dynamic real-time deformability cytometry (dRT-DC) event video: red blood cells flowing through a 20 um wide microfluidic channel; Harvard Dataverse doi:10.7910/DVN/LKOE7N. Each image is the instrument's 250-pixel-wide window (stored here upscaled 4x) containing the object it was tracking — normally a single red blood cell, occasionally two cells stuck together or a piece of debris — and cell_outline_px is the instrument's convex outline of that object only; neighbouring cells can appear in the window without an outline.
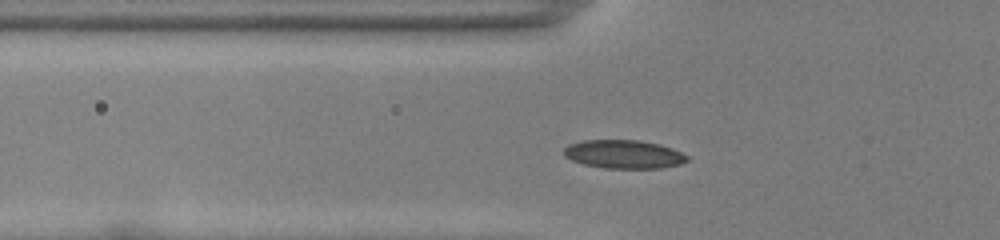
{"species": "common noctule bat (a hibernating species)", "species_latin": "Nyctalus noctula", "temperature_condition": "room temperature", "stored_images_in_passage": 46, "camera_frame_rate_fps": 3000, "um_per_image_px": 0.085, "animal": {"sex": "female", "body_mass_g": 22.0, "forearm_length_mm": 56.7}, "frame": {"image": 1, "passage_image": 11, "time_ms": 3.333, "image_size_px": [1000, 240], "cell_outline_px": [[688, 160], [680, 164], [660, 168], [604, 168], [584, 164], [572, 160], [564, 156], [564, 148], [568, 144], [584, 140], [640, 140], [660, 144], [672, 148], [688, 156]], "centroid_in_image_um": [53.01, 13.1], "position_along_channel_um": 72.8, "area_um2": 20.46}}
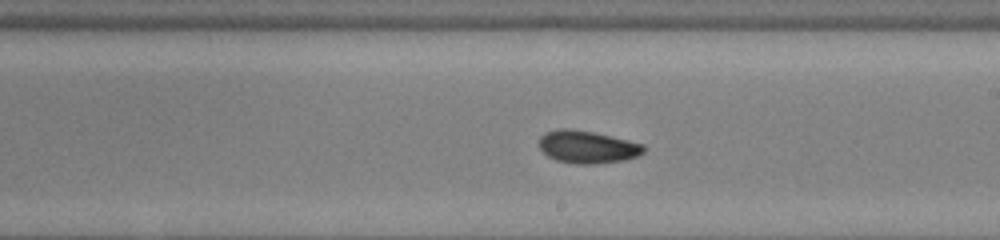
{"frame": {"image": 2, "passage_image": 24, "time_ms": 7.667, "image_size_px": [1000, 240], "cell_outline_px": [[644, 152], [636, 156], [624, 160], [596, 164], [576, 164], [556, 160], [548, 156], [540, 148], [540, 136], [544, 132], [560, 128], [568, 128], [592, 132], [644, 144]], "centroid_in_image_um": [49.9, 12.49], "position_along_channel_um": 239.1, "area_um2": 19.71}}
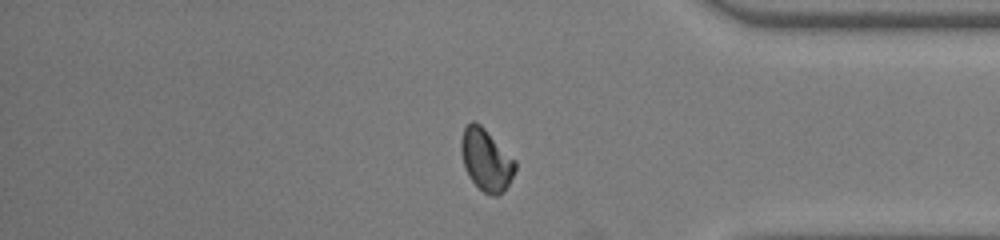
{"frame": {"image": 3, "passage_image": 37, "time_ms": 12.0, "image_size_px": [1000, 240], "cell_outline_px": [[516, 168], [508, 184], [496, 196], [492, 196], [484, 192], [468, 176], [464, 168], [460, 148], [460, 140], [464, 128], [472, 120], [480, 124], [516, 160]], "centroid_in_image_um": [41.3, 13.56], "position_along_channel_um": 393.9, "area_um2": 19.31}, "authors_computed_cell_mechanics": {"area_um2": 19.3341, "velocity_mm_per_s": 3.8707, "shape_relaxation_time_tau1_ms": 3.1589, "shape_relaxation_time_tau2_ms": 3.1928, "deformation_change_tau1": 0.1024, "deformation_change_tau2": 0.066}}